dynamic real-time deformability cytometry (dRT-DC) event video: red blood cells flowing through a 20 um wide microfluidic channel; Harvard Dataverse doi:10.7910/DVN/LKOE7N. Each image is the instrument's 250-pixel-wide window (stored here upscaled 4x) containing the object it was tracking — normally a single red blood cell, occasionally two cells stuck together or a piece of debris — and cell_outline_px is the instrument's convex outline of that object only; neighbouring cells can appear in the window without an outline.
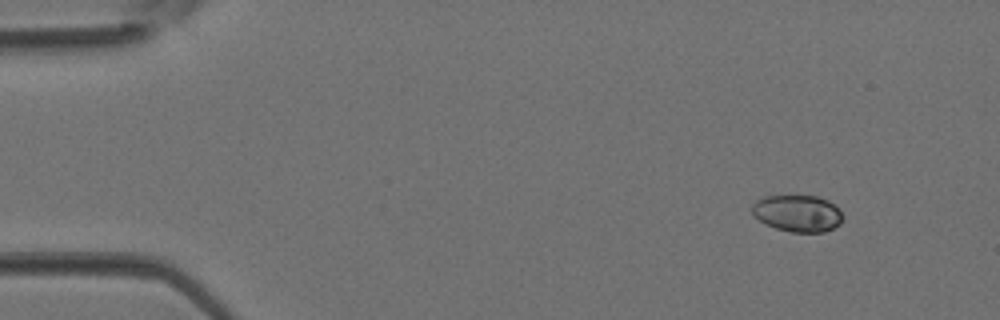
{"species": "Egyptian fruit bat (a non-hibernating species)", "species_latin": "Rousettus aegyptiacus", "temperature_condition": "room temperature", "stored_images_in_passage": 3, "camera_frame_rate_fps": 3000, "um_per_image_px": 0.085, "animal": {"sex": "female"}, "frame": {"image": 1, "passage_image": 1, "time_ms": 0.0, "image_size_px": [1000, 320], "cell_outline_px": [[844, 216], [840, 224], [824, 232], [792, 232], [776, 228], [764, 224], [752, 216], [752, 204], [756, 200], [764, 196], [816, 196], [828, 200]], "centroid_in_image_um": [67.75, 18.14], "position_along_channel_um": 17.3, "area_um2": 19.48}}
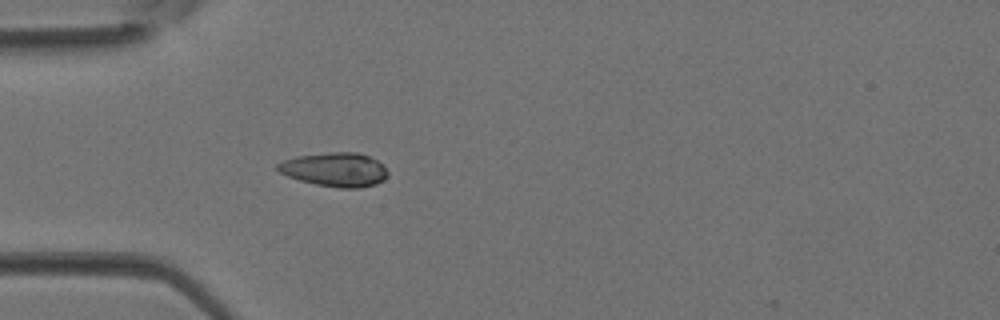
{"frame": {"image": 2, "passage_image": 3, "time_ms": 0.667, "image_size_px": [1000, 320], "cell_outline_px": [[388, 176], [384, 180], [376, 184], [360, 188], [340, 188], [316, 184], [300, 180], [288, 176], [280, 172], [276, 168], [276, 164], [284, 160], [296, 156], [332, 152], [360, 152], [376, 160], [388, 172]], "centroid_in_image_um": [28.47, 14.41], "position_along_channel_um": 56.5, "area_um2": 21.73}}